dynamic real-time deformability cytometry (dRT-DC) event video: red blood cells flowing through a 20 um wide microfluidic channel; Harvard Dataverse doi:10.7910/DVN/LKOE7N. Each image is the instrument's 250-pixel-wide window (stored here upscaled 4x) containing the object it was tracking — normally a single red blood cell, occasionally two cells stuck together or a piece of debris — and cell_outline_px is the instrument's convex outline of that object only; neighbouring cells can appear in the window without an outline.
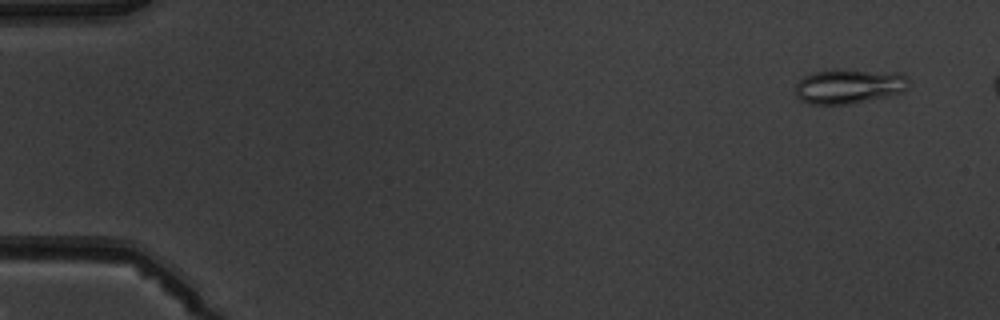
{"species": "common noctule bat (a hibernating species)", "species_latin": "Nyctalus noctula", "temperature_condition": "warm", "stored_images_in_passage": 5, "camera_frame_rate_fps": 3000, "um_per_image_px": 0.085, "animal": {"sex": "male", "body_mass_g": 19.5, "forearm_length_mm": 54.6}, "frame": {"image": 1, "passage_image": 1, "time_ms": 0.0, "image_size_px": [1000, 320], "cell_outline_px": [[908, 88], [904, 92], [888, 96], [848, 104], [808, 104], [800, 100], [796, 96], [796, 84], [804, 76], [812, 72], [832, 68], [836, 68], [904, 72], [908, 76]], "centroid_in_image_um": [72.2, 7.29], "position_along_channel_um": 12.8, "area_um2": 23.64}}